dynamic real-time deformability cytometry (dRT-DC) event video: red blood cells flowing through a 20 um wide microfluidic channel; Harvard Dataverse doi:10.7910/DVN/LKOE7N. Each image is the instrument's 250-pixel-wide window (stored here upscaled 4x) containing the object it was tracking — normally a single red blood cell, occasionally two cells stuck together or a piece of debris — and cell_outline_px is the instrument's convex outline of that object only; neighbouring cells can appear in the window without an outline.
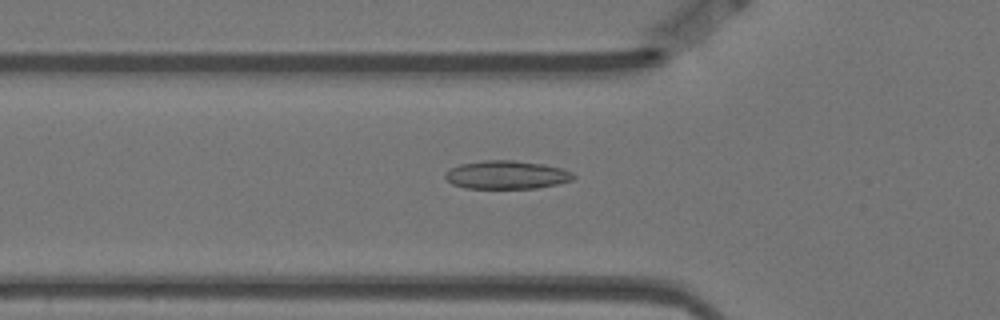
{"species": "Egyptian fruit bat (a non-hibernating species)", "species_latin": "Rousettus aegyptiacus", "temperature_condition": "warm", "stored_images_in_passage": 57, "camera_frame_rate_fps": 3000, "um_per_image_px": 0.085, "animal": {"sex": "female"}, "frame": {"image": 1, "passage_image": 19, "time_ms": 6.0, "image_size_px": [1000, 320], "cell_outline_px": [[576, 176], [572, 180], [556, 184], [536, 188], [464, 188], [452, 184], [444, 176], [444, 172], [460, 164], [484, 160], [516, 160], [544, 164], [560, 168], [572, 172]], "centroid_in_image_um": [43.05, 14.85], "position_along_channel_um": 82.8, "area_um2": 21.15}}
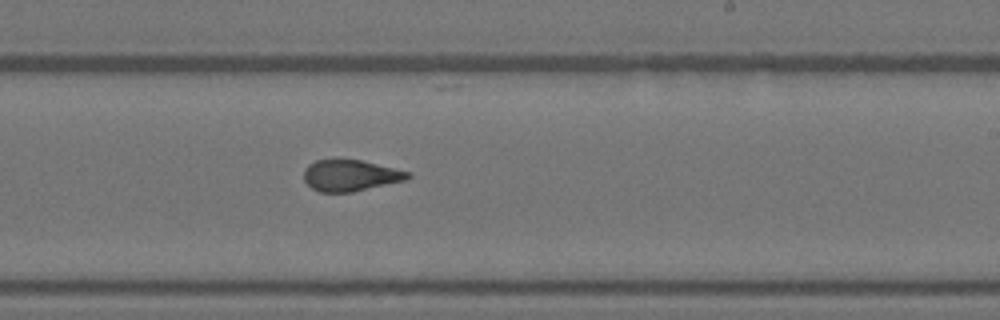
{"frame": {"image": 2, "passage_image": 34, "time_ms": 11.0, "image_size_px": [1000, 320], "cell_outline_px": [[412, 176], [404, 180], [352, 192], [320, 192], [312, 188], [304, 180], [304, 168], [308, 164], [316, 160], [360, 160], [408, 172]], "centroid_in_image_um": [29.72, 14.92], "position_along_channel_um": 259.3, "area_um2": 18.55}}
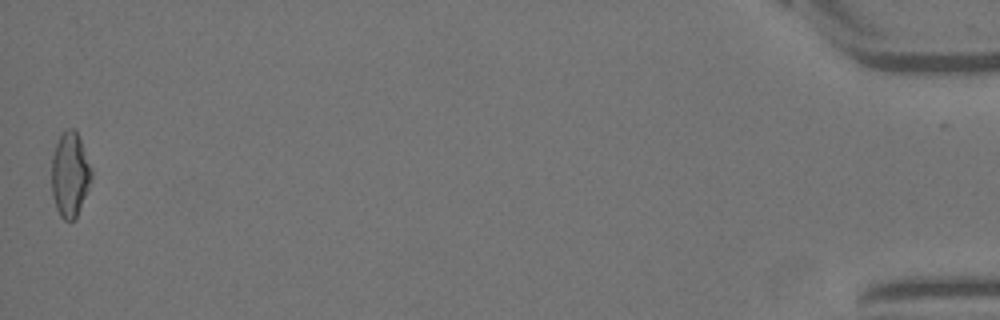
{"frame": {"image": 3, "passage_image": 57, "time_ms": 18.667, "image_size_px": [1000, 320], "cell_outline_px": [[92, 180], [76, 216], [72, 220], [64, 220], [60, 216], [56, 208], [52, 196], [52, 156], [56, 144], [60, 136], [68, 128], [72, 128], [76, 132], [80, 140], [92, 168]], "centroid_in_image_um": [5.95, 14.85], "position_along_channel_um": 429.3, "area_um2": 19.42}, "authors_computed_cell_mechanics": {"area_um2": 19.652, "velocity_mm_per_s": 3.5163, "shape_relaxation_time_tau1_ms": null, "shape_relaxation_time_tau2_ms": 1.735, "deformation_change_tau1": null, "deformation_change_tau2": 0.0977}}